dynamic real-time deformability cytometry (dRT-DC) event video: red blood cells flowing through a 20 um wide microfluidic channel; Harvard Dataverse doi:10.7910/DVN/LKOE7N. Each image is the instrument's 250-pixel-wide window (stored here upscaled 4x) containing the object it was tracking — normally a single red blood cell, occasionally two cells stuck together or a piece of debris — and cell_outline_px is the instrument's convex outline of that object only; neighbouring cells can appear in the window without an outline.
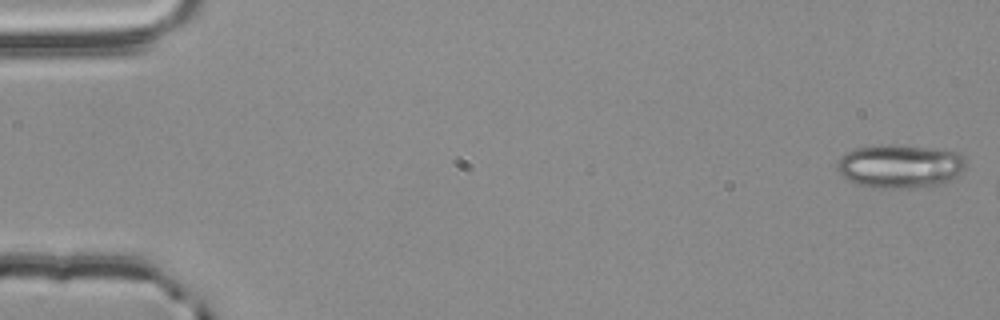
{"species": "common noctule bat (a hibernating species)", "species_latin": "Nyctalus noctula", "temperature_condition": "room temperature", "stored_images_in_passage": 8, "camera_frame_rate_fps": 3000, "um_per_image_px": 0.085, "animal": {"sex": "male", "body_mass_g": 20.4}, "frame": {"image": 1, "passage_image": 1, "time_ms": 0.0, "image_size_px": [1000, 320], "cell_outline_px": [[964, 168], [956, 176], [944, 184], [908, 188], [872, 188], [848, 180], [836, 168], [836, 164], [840, 156], [856, 148], [880, 144], [892, 144], [956, 152], [964, 156]], "centroid_in_image_um": [76.46, 14.13], "position_along_channel_um": 8.5, "area_um2": 32.48}}